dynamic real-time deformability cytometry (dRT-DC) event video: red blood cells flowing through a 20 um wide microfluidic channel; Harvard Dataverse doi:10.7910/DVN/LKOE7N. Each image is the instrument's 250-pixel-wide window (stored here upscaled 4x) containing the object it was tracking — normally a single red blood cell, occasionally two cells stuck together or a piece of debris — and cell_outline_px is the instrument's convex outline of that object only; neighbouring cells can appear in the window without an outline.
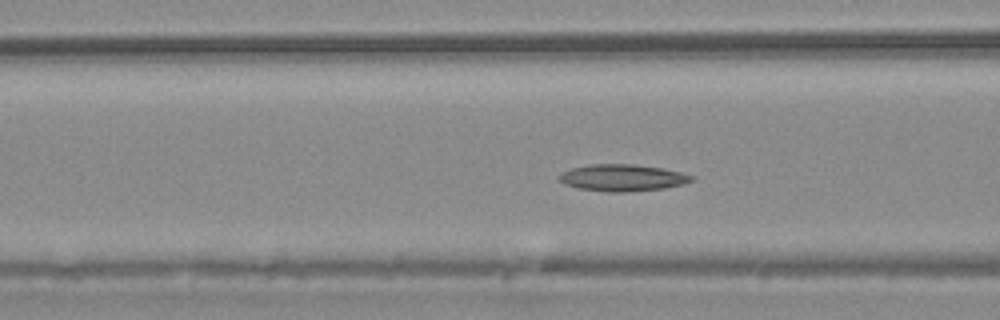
{"species": "common noctule bat (a hibernating species)", "species_latin": "Nyctalus noctula", "temperature_condition": "warm", "stored_images_in_passage": 54, "camera_frame_rate_fps": 3000, "um_per_image_px": 0.085, "animal": {"sex": "male", "body_mass_g": 20.4}, "frame": {"image": 1, "passage_image": 20, "time_ms": 6.333, "image_size_px": [1000, 320], "cell_outline_px": [[696, 180], [684, 184], [664, 188], [624, 192], [608, 192], [580, 188], [564, 184], [556, 180], [556, 176], [560, 172], [572, 168], [588, 164], [632, 164], [660, 168], [680, 172], [696, 176]], "centroid_in_image_um": [52.88, 15.1], "position_along_channel_um": 113.7, "area_um2": 20.87}}
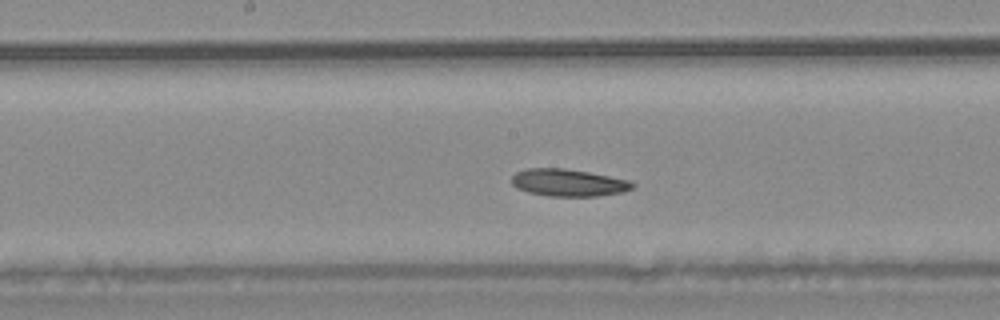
{"frame": {"image": 2, "passage_image": 27, "time_ms": 8.667, "image_size_px": [1000, 320], "cell_outline_px": [[636, 184], [632, 188], [624, 192], [596, 196], [548, 196], [528, 192], [516, 188], [512, 184], [512, 176], [516, 172], [524, 168], [564, 168], [588, 172], [628, 180]], "centroid_in_image_um": [48.28, 15.52], "position_along_channel_um": 199.9, "area_um2": 19.19}}
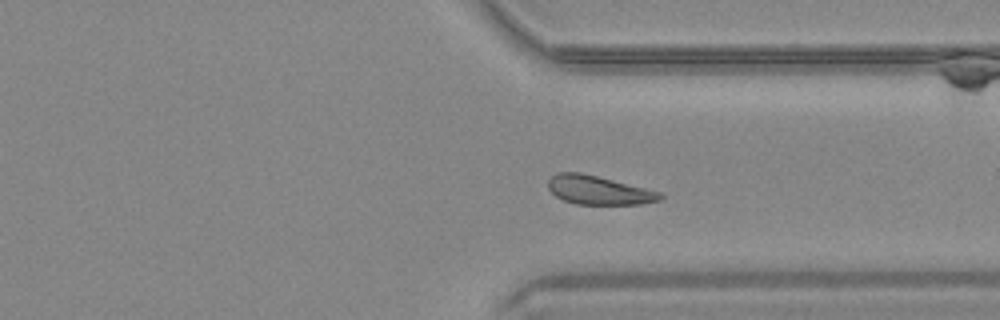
{"frame": {"image": 3, "passage_image": 40, "time_ms": 13.0, "image_size_px": [1000, 320], "cell_outline_px": [[664, 196], [660, 200], [640, 204], [576, 204], [564, 200], [556, 196], [548, 188], [548, 180], [556, 172], [580, 172], [660, 192]], "centroid_in_image_um": [50.85, 16.16], "position_along_channel_um": 360.6, "area_um2": 18.5}, "authors_computed_cell_mechanics": {"area_um2": 20.3456, "velocity_mm_per_s": 3.6938, "shape_relaxation_time_tau1_ms": 8.0507, "shape_relaxation_time_tau2_ms": null, "deformation_change_tau1": 0.1549, "deformation_change_tau2": null}}